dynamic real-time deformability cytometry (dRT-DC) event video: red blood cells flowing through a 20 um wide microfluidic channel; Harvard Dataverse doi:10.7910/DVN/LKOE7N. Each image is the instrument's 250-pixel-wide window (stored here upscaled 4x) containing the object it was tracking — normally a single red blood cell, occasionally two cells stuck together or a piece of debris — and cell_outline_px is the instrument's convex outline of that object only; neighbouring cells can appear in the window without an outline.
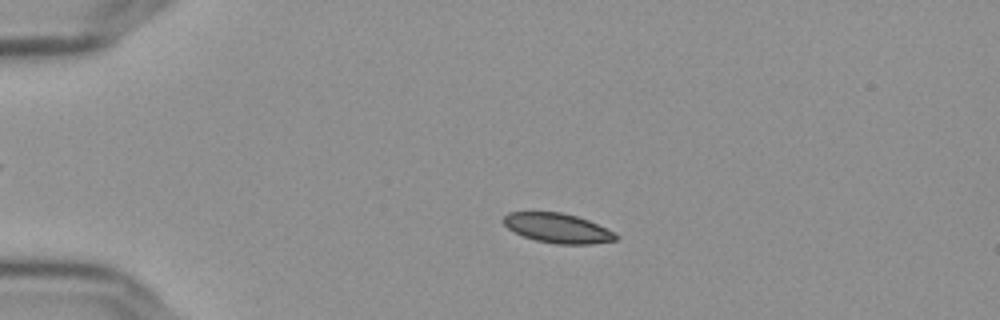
{"species": "Egyptian fruit bat (a non-hibernating species)", "species_latin": "Rousettus aegyptiacus", "temperature_condition": "cold", "stored_images_in_passage": 57, "camera_frame_rate_fps": 3000, "um_per_image_px": 0.085, "frame": {"image": 1, "passage_image": 13, "time_ms": 4.0, "image_size_px": [1000, 320], "cell_outline_px": [[620, 236], [616, 240], [592, 244], [556, 244], [536, 240], [524, 236], [508, 228], [500, 220], [508, 212], [560, 212], [576, 216], [588, 220], [616, 232]], "centroid_in_image_um": [47.42, 19.39], "position_along_channel_um": 37.6, "area_um2": 19.42}}
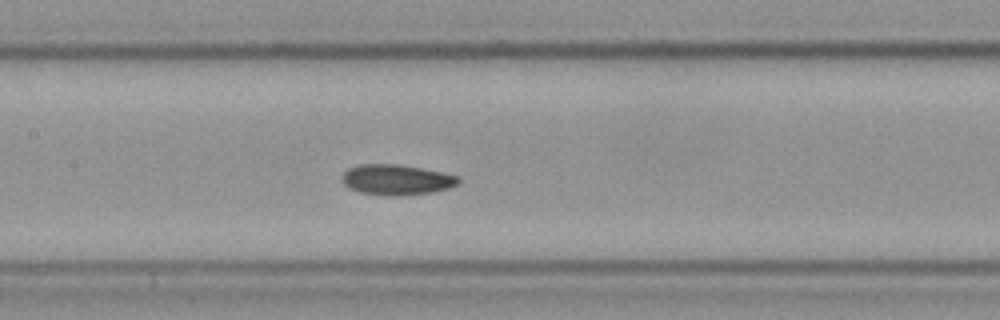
{"frame": {"image": 2, "passage_image": 28, "time_ms": 9.0, "image_size_px": [1000, 320], "cell_outline_px": [[460, 184], [448, 188], [432, 192], [396, 196], [384, 196], [360, 192], [348, 188], [344, 184], [344, 172], [348, 168], [360, 164], [400, 164], [444, 172], [460, 176]], "centroid_in_image_um": [33.75, 15.27], "position_along_channel_um": 173.7, "area_um2": 20.81}}
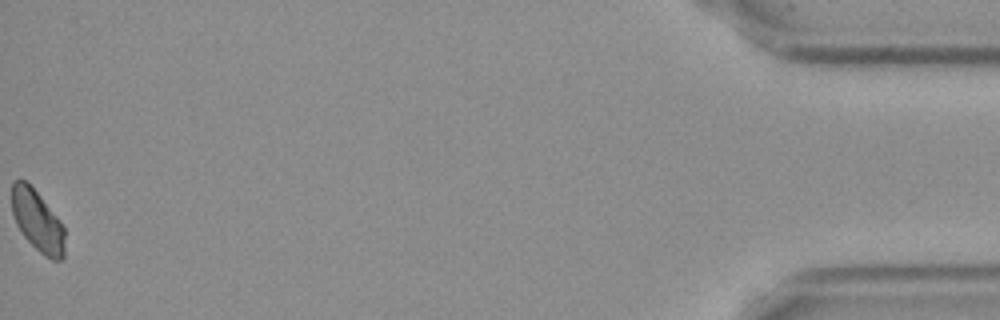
{"frame": {"image": 3, "passage_image": 57, "time_ms": 18.667, "image_size_px": [1000, 320], "cell_outline_px": [[64, 260], [52, 260], [44, 256], [24, 236], [16, 224], [12, 212], [12, 184], [16, 180], [24, 180], [36, 192], [60, 220], [64, 228]], "centroid_in_image_um": [3.19, 18.81], "position_along_channel_um": 432.0, "area_um2": 18.61}, "authors_computed_cell_mechanics": {"area_um2": 19.8832, "velocity_mm_per_s": 3.6096, "shape_relaxation_time_tau1_ms": 6.6249, "shape_relaxation_time_tau2_ms": 9.9651, "deformation_change_tau1": 0.0954, "deformation_change_tau2": 0.0955}}